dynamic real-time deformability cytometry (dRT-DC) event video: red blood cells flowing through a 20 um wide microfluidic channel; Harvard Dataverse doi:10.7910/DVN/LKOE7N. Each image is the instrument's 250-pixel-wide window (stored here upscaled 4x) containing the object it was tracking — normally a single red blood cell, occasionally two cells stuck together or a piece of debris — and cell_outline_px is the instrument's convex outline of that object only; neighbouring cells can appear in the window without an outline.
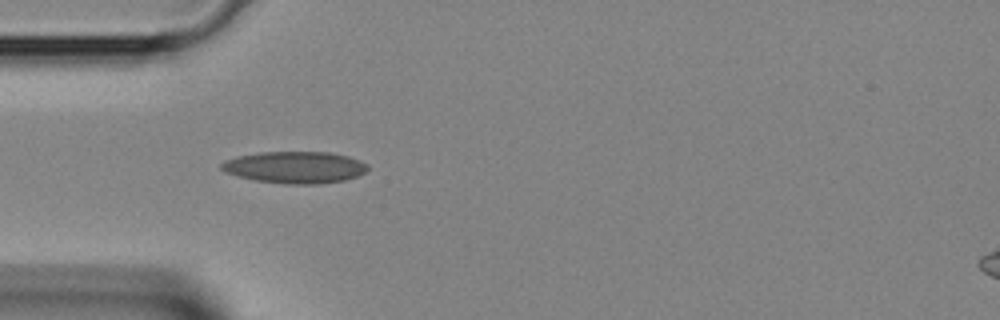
{"species": "Egyptian fruit bat (a non-hibernating species)", "species_latin": "Rousettus aegyptiacus", "temperature_condition": "room temperature", "stored_images_in_passage": 1, "camera_frame_rate_fps": 3000, "um_per_image_px": 0.085, "animal": {"sex": "female"}, "frame": {"image": 1, "passage_image": 1, "time_ms": 0.0, "image_size_px": [1000, 320], "cell_outline_px": [[368, 168], [364, 172], [356, 176], [344, 180], [316, 184], [284, 184], [252, 180], [236, 176], [224, 172], [220, 168], [220, 164], [224, 160], [236, 156], [260, 152], [328, 152], [348, 156], [368, 164]], "centroid_in_image_um": [25.0, 14.22], "position_along_channel_um": 60.0, "area_um2": 27.28}}